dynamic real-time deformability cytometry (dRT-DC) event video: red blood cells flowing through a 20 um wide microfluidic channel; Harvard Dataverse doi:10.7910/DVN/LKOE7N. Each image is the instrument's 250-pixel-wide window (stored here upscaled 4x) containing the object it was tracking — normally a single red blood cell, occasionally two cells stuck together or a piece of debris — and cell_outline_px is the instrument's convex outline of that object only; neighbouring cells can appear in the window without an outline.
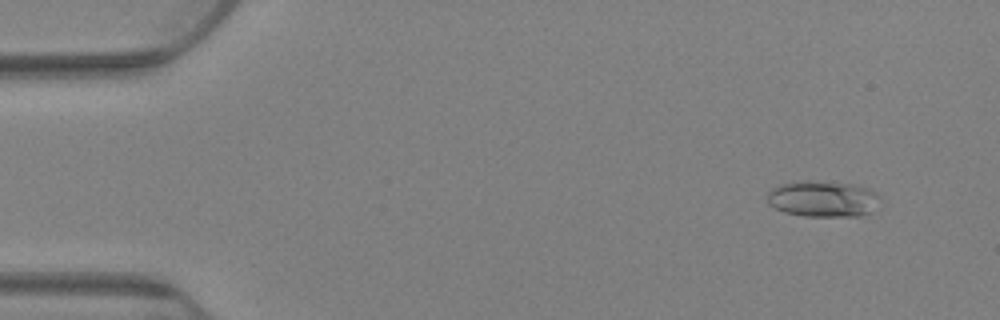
{"species": "Egyptian fruit bat (a non-hibernating species)", "species_latin": "Rousettus aegyptiacus", "temperature_condition": "warm", "stored_images_in_passage": 81, "camera_frame_rate_fps": 3000, "um_per_image_px": 0.085, "animal": {"sex": "female"}, "frame": {"image": 1, "passage_image": 7, "time_ms": 2.0, "image_size_px": [1000, 320], "cell_outline_px": [[880, 196], [868, 212], [860, 216], [804, 216], [784, 212], [768, 204], [764, 196], [772, 188], [784, 184], [808, 180], [852, 184], [868, 188], [876, 192]], "centroid_in_image_um": [69.87, 16.9], "position_along_channel_um": 15.1, "area_um2": 23.47}}
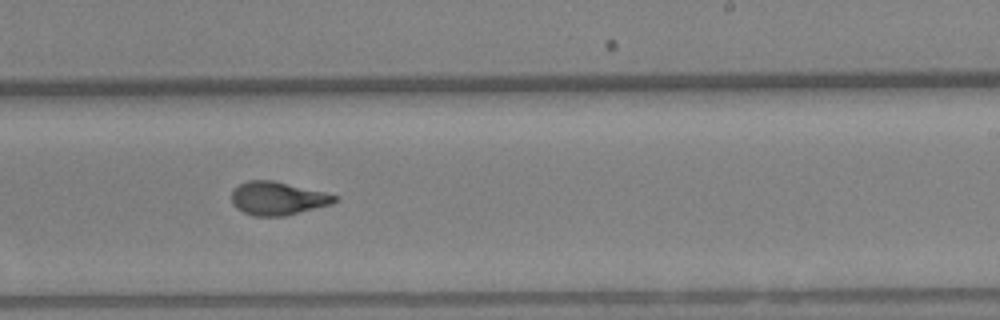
{"frame": {"image": 2, "passage_image": 50, "time_ms": 16.333, "image_size_px": [1000, 320], "cell_outline_px": [[340, 200], [332, 204], [284, 216], [252, 216], [236, 208], [232, 204], [232, 188], [248, 180], [272, 180], [324, 192], [340, 196]], "centroid_in_image_um": [23.61, 16.86], "position_along_channel_um": 265.4, "area_um2": 20.11}}
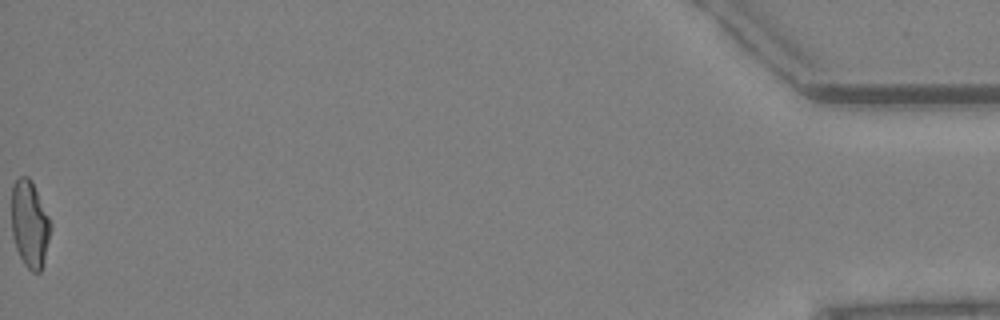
{"frame": {"image": 3, "passage_image": 81, "time_ms": 26.667, "image_size_px": [1000, 320], "cell_outline_px": [[52, 228], [44, 260], [40, 272], [32, 272], [24, 264], [16, 248], [12, 236], [12, 184], [20, 176], [28, 176], [32, 180], [52, 224]], "centroid_in_image_um": [2.53, 19.03], "position_along_channel_um": 432.7, "area_um2": 19.88}, "authors_computed_cell_mechanics": {"area_um2": 20.0566, "velocity_mm_per_s": 2.5803, "shape_relaxation_time_tau1_ms": 8.1309, "shape_relaxation_time_tau2_ms": 1.8138, "deformation_change_tau1": 0.2248, "deformation_change_tau2": 0.0873}}